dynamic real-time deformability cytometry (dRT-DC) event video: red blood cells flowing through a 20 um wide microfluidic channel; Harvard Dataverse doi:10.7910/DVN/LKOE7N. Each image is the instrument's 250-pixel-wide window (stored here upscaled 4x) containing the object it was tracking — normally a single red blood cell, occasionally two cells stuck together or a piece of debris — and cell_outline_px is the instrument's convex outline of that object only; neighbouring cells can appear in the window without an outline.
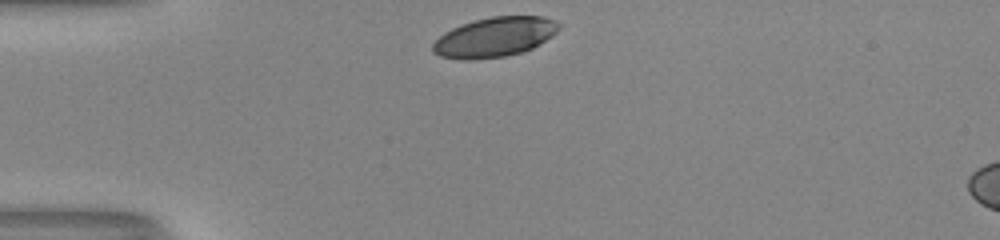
{"species": "human", "species_latin": "Homo sapiens", "temperature_condition": "room temperature", "stored_images_in_passage": 29, "camera_frame_rate_fps": 3000, "um_per_image_px": 0.085, "donor": {"sex": "male"}, "frame": {"image": 1, "passage_image": 1, "time_ms": 0.0, "image_size_px": [1000, 240], "cell_outline_px": [[560, 28], [552, 36], [532, 48], [520, 52], [504, 56], [472, 60], [468, 60], [440, 56], [432, 52], [432, 44], [444, 32], [460, 24], [492, 16], [544, 16], [560, 24]], "centroid_in_image_um": [42.02, 3.15], "position_along_channel_um": 43.0, "area_um2": 29.02}}
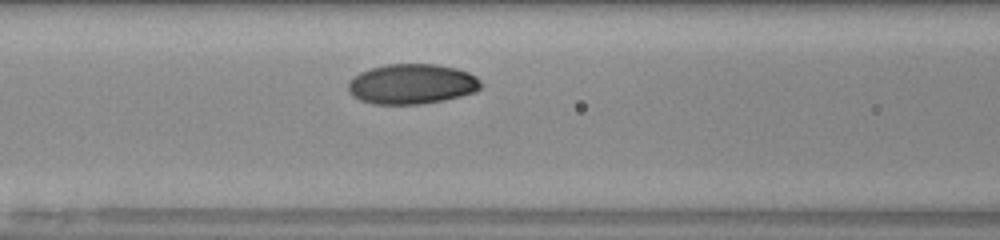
{"frame": {"image": 2, "passage_image": 10, "time_ms": 3.0, "image_size_px": [1000, 240], "cell_outline_px": [[480, 88], [476, 92], [444, 100], [420, 104], [372, 104], [360, 100], [352, 96], [348, 92], [348, 80], [352, 76], [360, 72], [372, 68], [388, 64], [436, 64], [456, 68], [468, 72], [476, 76], [480, 80]], "centroid_in_image_um": [34.98, 7.14], "position_along_channel_um": 131.6, "area_um2": 31.21}}
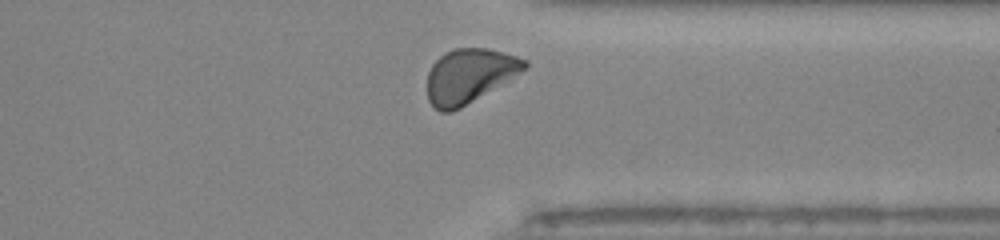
{"frame": {"image": 3, "passage_image": 28, "time_ms": 9.0, "image_size_px": [1000, 240], "cell_outline_px": [[528, 64], [524, 68], [460, 108], [452, 112], [440, 112], [428, 100], [428, 72], [432, 64], [444, 52], [456, 48], [484, 48], [516, 56], [528, 60]], "centroid_in_image_um": [39.81, 6.43], "position_along_channel_um": 371.6, "area_um2": 29.77}, "authors_computed_cell_mechanics": {"area_um2": 30.5184, "velocity_mm_per_s": 4.0118, "shape_relaxation_time_tau1_ms": 3.4947, "shape_relaxation_time_tau2_ms": null, "deformation_change_tau1": 0.1506, "deformation_change_tau2": null}}